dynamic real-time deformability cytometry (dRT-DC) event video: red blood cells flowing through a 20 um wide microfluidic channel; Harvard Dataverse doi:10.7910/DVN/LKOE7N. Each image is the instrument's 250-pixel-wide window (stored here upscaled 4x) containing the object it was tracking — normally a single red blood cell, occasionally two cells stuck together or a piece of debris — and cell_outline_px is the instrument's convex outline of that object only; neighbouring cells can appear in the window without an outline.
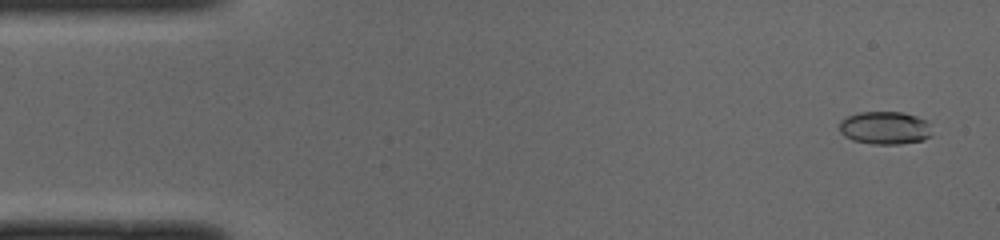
{"species": "common noctule bat (a hibernating species)", "species_latin": "Nyctalus noctula", "temperature_condition": "cold", "stored_images_in_passage": 49, "camera_frame_rate_fps": 3000, "um_per_image_px": 0.085, "animal": {"sex": "male", "body_mass_g": 19.0, "forearm_length_mm": 50.8}, "frame": {"image": 1, "passage_image": 2, "time_ms": 0.333, "image_size_px": [1000, 240], "cell_outline_px": [[932, 136], [924, 140], [900, 144], [872, 144], [852, 140], [844, 136], [840, 132], [840, 120], [848, 116], [860, 112], [904, 112], [928, 120], [932, 132]], "centroid_in_image_um": [75.25, 10.87], "position_along_channel_um": 9.7, "area_um2": 18.03}}
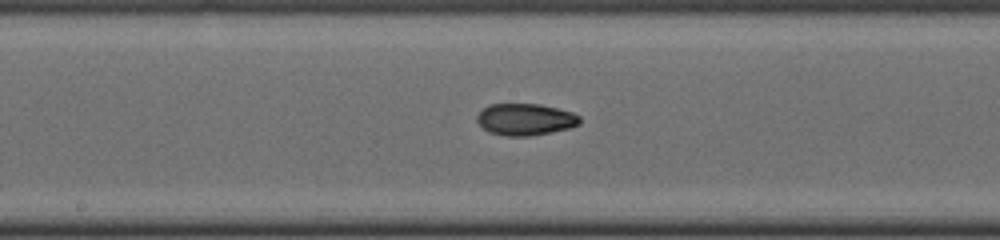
{"frame": {"image": 2, "passage_image": 25, "time_ms": 8.0, "image_size_px": [1000, 240], "cell_outline_px": [[580, 124], [572, 128], [552, 132], [528, 136], [504, 136], [488, 132], [476, 120], [476, 116], [484, 108], [492, 104], [540, 104], [572, 112], [580, 116]], "centroid_in_image_um": [44.67, 10.16], "position_along_channel_um": 203.5, "area_um2": 19.07}}
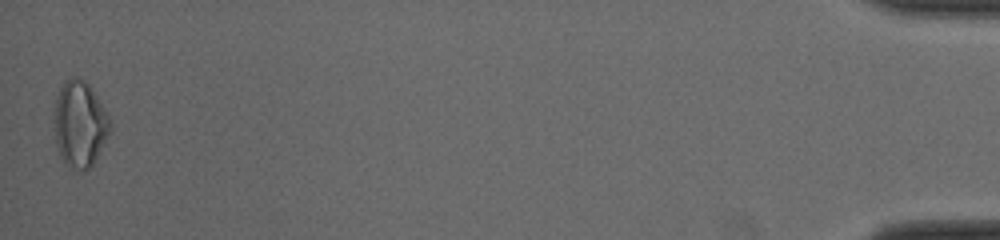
{"frame": {"image": 3, "passage_image": 49, "time_ms": 16.0, "image_size_px": [1000, 240], "cell_outline_px": [[112, 128], [92, 164], [88, 168], [80, 172], [68, 168], [60, 156], [56, 144], [52, 112], [56, 96], [64, 80], [76, 76], [84, 80], [88, 84], [96, 96], [108, 116]], "centroid_in_image_um": [6.73, 10.55], "position_along_channel_um": 428.5, "area_um2": 28.21}, "authors_computed_cell_mechanics": {"area_um2": 18.7272, "velocity_mm_per_s": 4.0345, "shape_relaxation_time_tau1_ms": null, "shape_relaxation_time_tau2_ms": 4.8915, "deformation_change_tau1": null, "deformation_change_tau2": 0.0975}}